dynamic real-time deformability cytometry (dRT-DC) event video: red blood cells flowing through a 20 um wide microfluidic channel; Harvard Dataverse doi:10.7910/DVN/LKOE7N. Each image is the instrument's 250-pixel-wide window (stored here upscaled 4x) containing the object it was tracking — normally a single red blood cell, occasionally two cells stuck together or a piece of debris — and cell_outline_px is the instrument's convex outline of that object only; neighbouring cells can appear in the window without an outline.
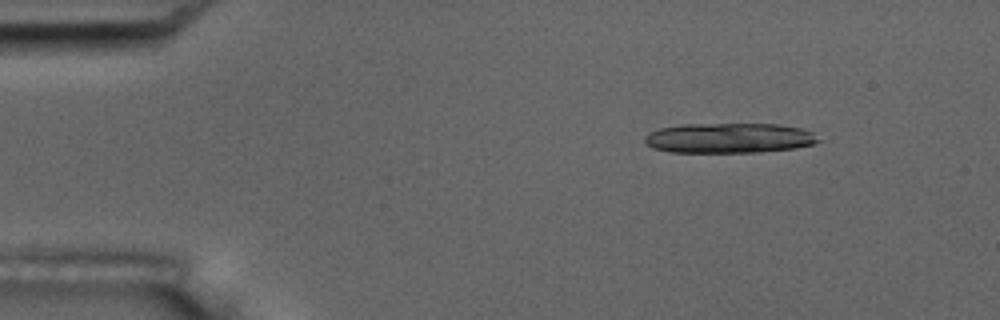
{"species": "common noctule bat (a hibernating species)", "species_latin": "Nyctalus noctula", "temperature_condition": "room temperature", "stored_images_in_passage": 4, "camera_frame_rate_fps": 3000, "um_per_image_px": 0.085, "animal": {"sex": "male", "body_mass_g": 17.5, "forearm_length_mm": 52.3}, "frame": {"image": 1, "passage_image": 1, "time_ms": 0.0, "image_size_px": [1000, 320], "cell_outline_px": [[824, 140], [812, 144], [796, 148], [760, 152], [668, 152], [652, 148], [644, 144], [644, 136], [660, 128], [680, 124], [780, 124], [800, 128], [812, 132]], "centroid_in_image_um": [61.98, 11.73], "position_along_channel_um": 23.0, "area_um2": 30.69}}
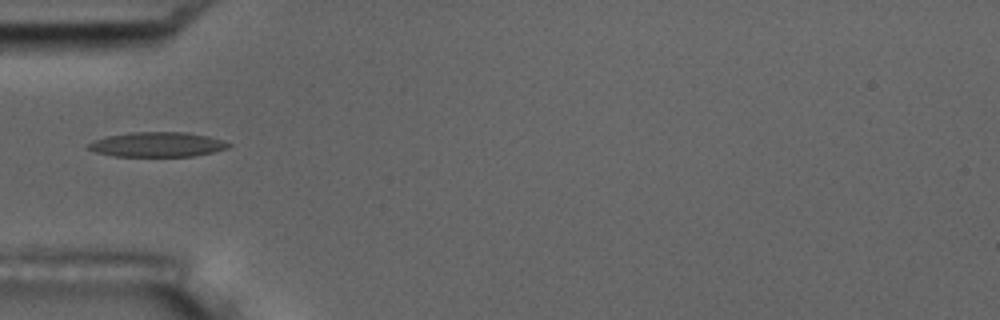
{"frame": {"image": 2, "passage_image": 4, "time_ms": 3.667, "image_size_px": [1000, 320], "cell_outline_px": [[232, 144], [228, 148], [212, 152], [192, 156], [112, 156], [96, 152], [88, 148], [84, 144], [104, 136], [132, 132], [184, 132], [208, 136]], "centroid_in_image_um": [13.3, 12.28], "position_along_channel_um": 71.7, "area_um2": 20.23}}